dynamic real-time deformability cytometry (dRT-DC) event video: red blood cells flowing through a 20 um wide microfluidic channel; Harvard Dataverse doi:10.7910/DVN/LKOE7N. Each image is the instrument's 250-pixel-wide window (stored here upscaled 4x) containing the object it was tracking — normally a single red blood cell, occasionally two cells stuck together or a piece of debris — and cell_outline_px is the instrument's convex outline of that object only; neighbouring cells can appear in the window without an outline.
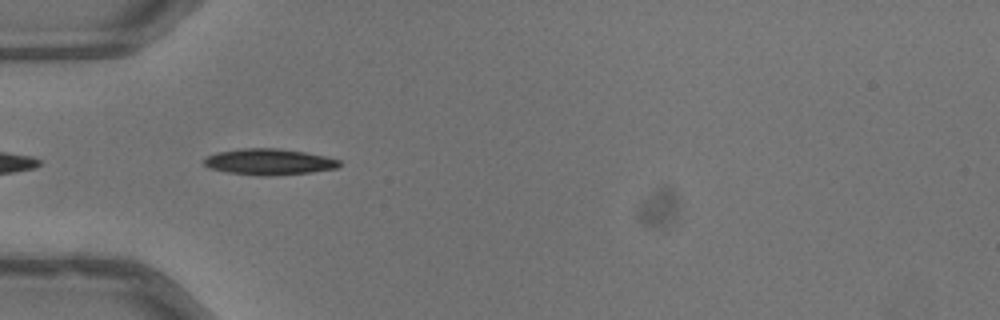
{"species": "common noctule bat (a hibernating species)", "species_latin": "Nyctalus noctula", "temperature_condition": "warm", "stored_images_in_passage": 16, "camera_frame_rate_fps": 3000, "um_per_image_px": 0.085, "animal": {"sex": "male", "body_mass_g": 13.3}, "frame": {"image": 1, "passage_image": 3, "time_ms": 0.667, "image_size_px": [1000, 320], "cell_outline_px": [[340, 164], [336, 168], [312, 172], [264, 176], [228, 172], [212, 168], [204, 164], [204, 160], [208, 156], [216, 152], [240, 148], [276, 148], [304, 152], [324, 156], [340, 160]], "centroid_in_image_um": [22.87, 13.74], "position_along_channel_um": 62.1, "area_um2": 20.29}}
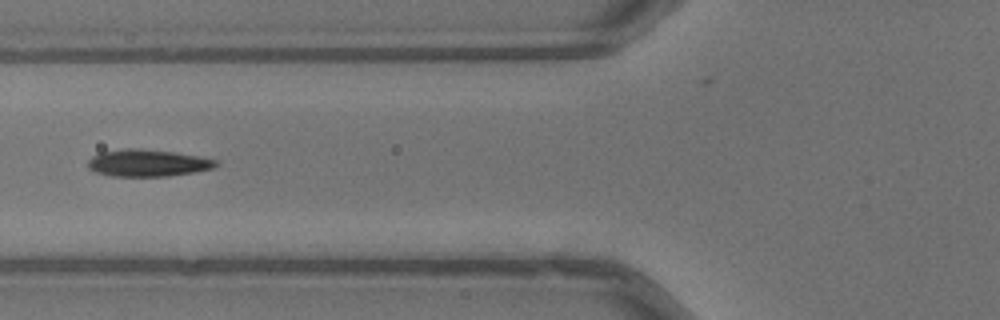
{"frame": {"image": 2, "passage_image": 7, "time_ms": 2.0, "image_size_px": [1000, 320], "cell_outline_px": [[220, 164], [216, 168], [196, 172], [168, 176], [112, 176], [96, 172], [88, 168], [88, 160], [92, 156], [100, 152], [128, 148], [136, 148], [172, 152], [196, 156], [216, 160]], "centroid_in_image_um": [12.56, 13.86], "position_along_channel_um": 113.2, "area_um2": 20.11}}
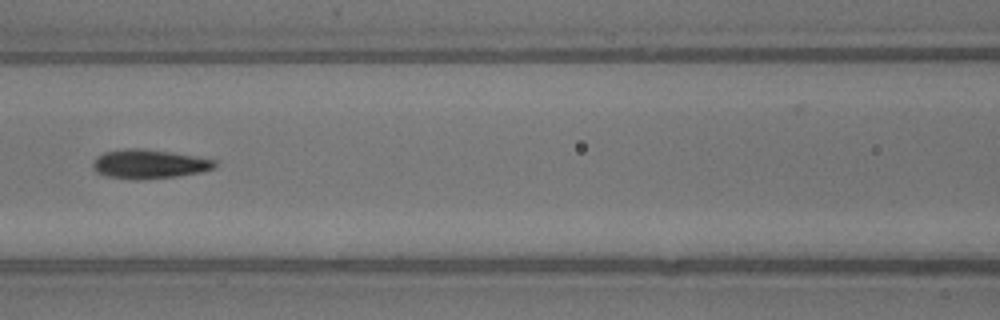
{"frame": {"image": 3, "passage_image": 10, "time_ms": 3.0, "image_size_px": [1000, 320], "cell_outline_px": [[216, 168], [200, 172], [176, 176], [140, 180], [136, 180], [108, 176], [96, 172], [92, 164], [96, 156], [104, 152], [124, 148], [144, 148], [172, 152], [196, 156], [216, 160]], "centroid_in_image_um": [12.67, 13.93], "position_along_channel_um": 153.9, "area_um2": 20.81}}